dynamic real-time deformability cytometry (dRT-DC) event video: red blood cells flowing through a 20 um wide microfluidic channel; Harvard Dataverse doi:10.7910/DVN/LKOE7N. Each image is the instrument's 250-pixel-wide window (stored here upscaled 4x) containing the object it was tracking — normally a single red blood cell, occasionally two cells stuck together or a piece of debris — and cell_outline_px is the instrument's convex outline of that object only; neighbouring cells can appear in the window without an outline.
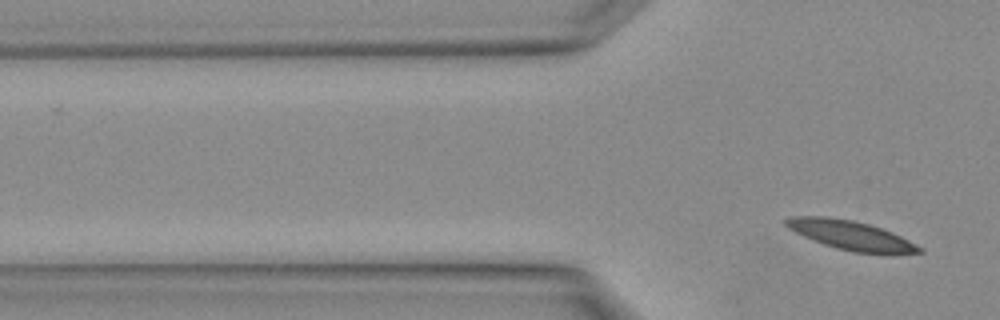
{"species": "Egyptian fruit bat (a non-hibernating species)", "species_latin": "Rousettus aegyptiacus", "temperature_condition": "warm", "stored_images_in_passage": 3, "segment_of_instrument_passage": [2, 2], "camera_frame_rate_fps": 3000, "um_per_image_px": 0.085, "animal": {"sex": "female"}, "frame": {"image": 1, "passage_image": 3, "time_ms": 0.667, "image_size_px": [1000, 320], "cell_outline_px": [[924, 252], [852, 252], [836, 248], [824, 244], [804, 236], [788, 228], [784, 224], [784, 220], [792, 216], [824, 216], [852, 220], [868, 224], [892, 232], [924, 248]], "centroid_in_image_um": [72.26, 19.97], "position_along_channel_um": 53.5, "area_um2": 22.02}}